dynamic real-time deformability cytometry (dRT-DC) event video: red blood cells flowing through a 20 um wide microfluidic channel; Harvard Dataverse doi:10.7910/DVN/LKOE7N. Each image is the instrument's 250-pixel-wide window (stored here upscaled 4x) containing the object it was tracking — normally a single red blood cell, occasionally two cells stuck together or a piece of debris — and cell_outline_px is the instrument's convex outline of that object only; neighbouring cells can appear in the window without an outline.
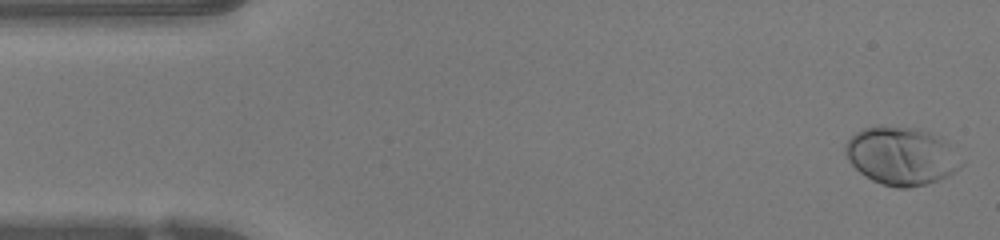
{"species": "human", "species_latin": "Homo sapiens", "temperature_condition": "warm", "stored_images_in_passage": 47, "camera_frame_rate_fps": 3000, "um_per_image_px": 0.085, "donor": {"sex": "female"}, "frame": {"image": 1, "passage_image": 1, "time_ms": 0.0, "image_size_px": [1000, 240], "cell_outline_px": [[964, 164], [960, 168], [948, 176], [924, 184], [908, 188], [896, 188], [872, 180], [860, 172], [848, 160], [844, 152], [844, 144], [856, 132], [864, 128], [876, 124], [880, 124], [920, 128], [932, 132], [940, 136], [964, 160]], "centroid_in_image_um": [76.62, 13.22], "position_along_channel_um": 8.4, "area_um2": 39.71}}
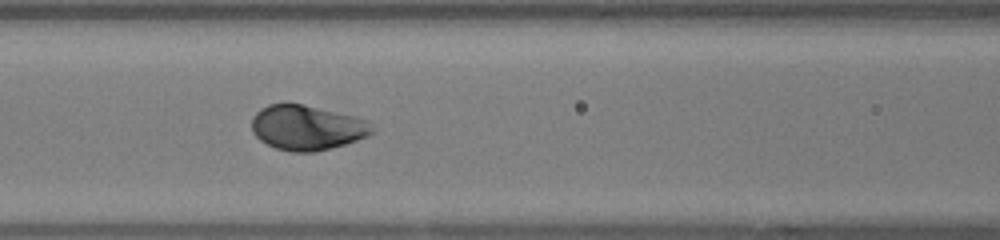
{"frame": {"image": 2, "passage_image": 19, "time_ms": 6.0, "image_size_px": [1000, 240], "cell_outline_px": [[376, 132], [368, 136], [344, 144], [316, 152], [292, 152], [276, 148], [260, 140], [252, 132], [252, 116], [260, 108], [268, 104], [304, 104], [356, 116], [368, 120]], "centroid_in_image_um": [26.11, 10.84], "position_along_channel_um": 140.5, "area_um2": 31.67}}
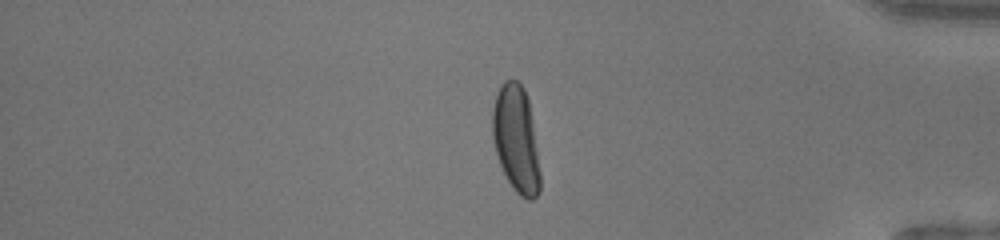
{"frame": {"image": 3, "passage_image": 39, "time_ms": 12.667, "image_size_px": [1000, 240], "cell_outline_px": [[540, 192], [532, 200], [528, 200], [520, 196], [512, 188], [500, 164], [492, 140], [492, 108], [500, 84], [504, 80], [516, 80], [524, 88], [528, 100], [540, 172]], "centroid_in_image_um": [43.85, 11.84], "position_along_channel_um": 391.4, "area_um2": 29.48}}